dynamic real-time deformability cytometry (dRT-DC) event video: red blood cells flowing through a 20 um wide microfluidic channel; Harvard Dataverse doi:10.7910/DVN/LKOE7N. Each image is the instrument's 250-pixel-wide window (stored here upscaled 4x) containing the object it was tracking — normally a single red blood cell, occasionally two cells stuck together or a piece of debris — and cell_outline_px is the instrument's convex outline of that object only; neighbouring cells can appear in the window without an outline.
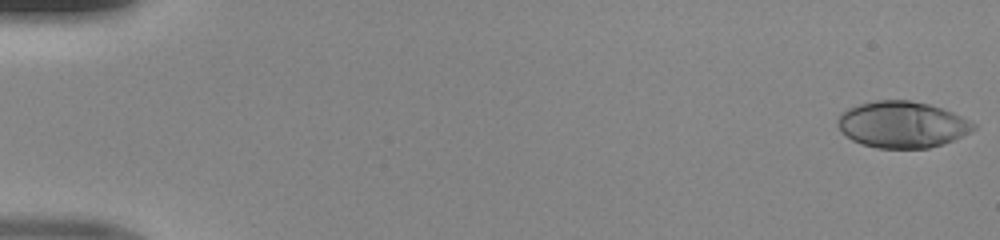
{"species": "human", "species_latin": "Homo sapiens", "temperature_condition": "room temperature", "stored_images_in_passage": 49, "camera_frame_rate_fps": 3000, "um_per_image_px": 0.085, "donor": {"sex": "male"}, "frame": {"image": 1, "passage_image": 1, "time_ms": 0.0, "image_size_px": [1000, 240], "cell_outline_px": [[976, 128], [972, 132], [944, 144], [928, 148], [876, 148], [852, 140], [840, 132], [836, 120], [840, 112], [848, 108], [860, 104], [876, 100], [908, 100], [928, 104], [952, 112], [972, 120], [976, 124]], "centroid_in_image_um": [76.69, 10.59], "position_along_channel_um": 8.3, "area_um2": 36.99}}
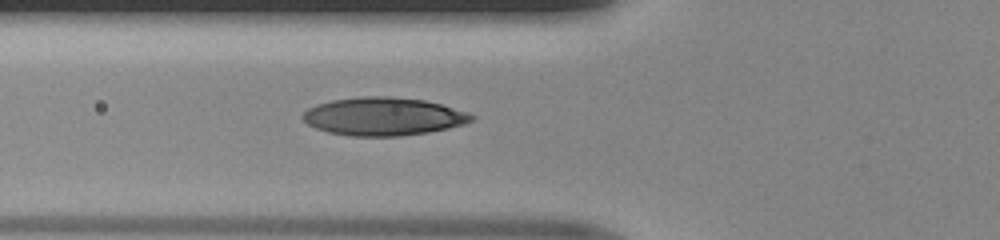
{"frame": {"image": 2, "passage_image": 19, "time_ms": 6.0, "image_size_px": [1000, 240], "cell_outline_px": [[476, 116], [472, 120], [464, 124], [448, 128], [428, 132], [400, 136], [348, 136], [328, 132], [316, 128], [308, 124], [300, 116], [308, 108], [316, 104], [332, 100], [360, 96], [388, 96], [424, 100], [440, 104], [468, 112]], "centroid_in_image_um": [32.57, 9.9], "position_along_channel_um": 93.2, "area_um2": 37.51}}
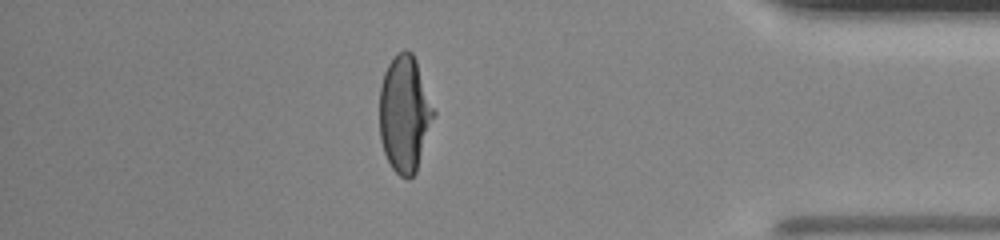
{"frame": {"image": 3, "passage_image": 43, "time_ms": 14.0, "image_size_px": [1000, 240], "cell_outline_px": [[436, 112], [416, 172], [408, 180], [400, 176], [392, 168], [384, 152], [380, 140], [380, 88], [384, 72], [388, 64], [404, 48], [412, 52], [416, 60]], "centroid_in_image_um": [34.4, 9.69], "position_along_channel_um": 400.8, "area_um2": 36.7}}